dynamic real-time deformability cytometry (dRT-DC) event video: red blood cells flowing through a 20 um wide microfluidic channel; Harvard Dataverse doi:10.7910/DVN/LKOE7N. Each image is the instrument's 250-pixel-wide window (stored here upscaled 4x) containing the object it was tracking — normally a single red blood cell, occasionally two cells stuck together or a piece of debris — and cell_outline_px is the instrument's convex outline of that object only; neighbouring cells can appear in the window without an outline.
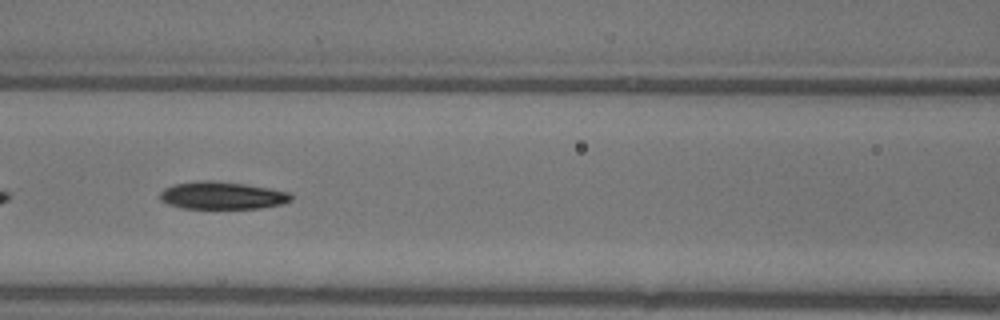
{"species": "common noctule bat (a hibernating species)", "species_latin": "Nyctalus noctula", "temperature_condition": "warm", "stored_images_in_passage": 28, "camera_frame_rate_fps": 3000, "um_per_image_px": 0.085, "animal": {"sex": "female"}, "frame": {"image": 1, "passage_image": 9, "time_ms": 2.667, "image_size_px": [1000, 320], "cell_outline_px": [[292, 200], [284, 204], [260, 208], [180, 208], [168, 204], [160, 200], [160, 192], [164, 188], [172, 184], [200, 180], [212, 180], [244, 184], [272, 188], [288, 192], [292, 196]], "centroid_in_image_um": [18.87, 16.61], "position_along_channel_um": 147.7, "area_um2": 21.21}}
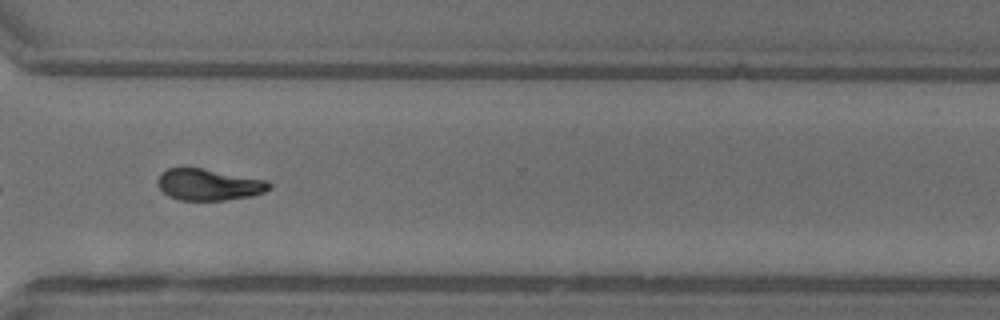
{"frame": {"image": 2, "passage_image": 24, "time_ms": 7.667, "image_size_px": [1000, 320], "cell_outline_px": [[272, 188], [264, 192], [252, 196], [224, 200], [180, 200], [168, 196], [156, 184], [156, 180], [160, 172], [168, 168], [200, 168], [268, 180], [272, 184]], "centroid_in_image_um": [17.74, 15.69], "position_along_channel_um": 352.9, "area_um2": 20.58}}